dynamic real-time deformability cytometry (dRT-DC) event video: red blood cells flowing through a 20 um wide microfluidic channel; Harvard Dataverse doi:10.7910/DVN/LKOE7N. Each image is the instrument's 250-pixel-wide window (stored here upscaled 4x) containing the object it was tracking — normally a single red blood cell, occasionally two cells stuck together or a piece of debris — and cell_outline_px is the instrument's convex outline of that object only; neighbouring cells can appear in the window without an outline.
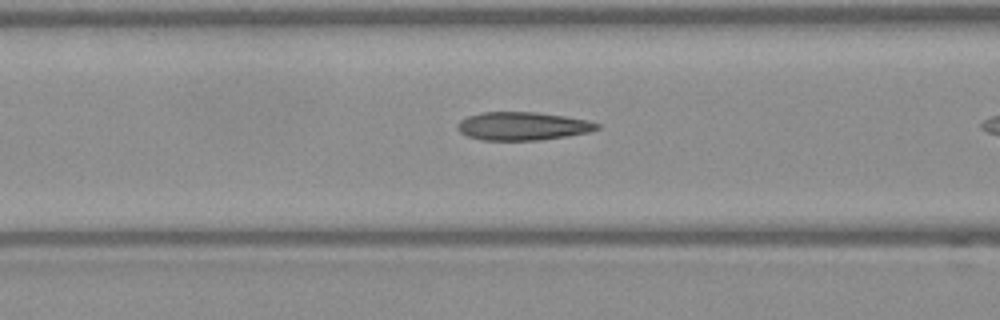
{"species": "Egyptian fruit bat (a non-hibernating species)", "species_latin": "Rousettus aegyptiacus", "temperature_condition": "warm", "stored_images_in_passage": 7, "camera_frame_rate_fps": 3000, "um_per_image_px": 0.085, "frame": {"image": 1, "passage_image": 6, "time_ms": 1.667, "image_size_px": [1000, 320], "cell_outline_px": [[600, 128], [588, 132], [568, 136], [540, 140], [484, 140], [468, 136], [460, 132], [456, 128], [456, 124], [460, 120], [468, 116], [484, 112], [536, 112], [564, 116], [588, 120], [600, 124]], "centroid_in_image_um": [44.42, 10.72], "position_along_channel_um": 122.2, "area_um2": 22.95}}